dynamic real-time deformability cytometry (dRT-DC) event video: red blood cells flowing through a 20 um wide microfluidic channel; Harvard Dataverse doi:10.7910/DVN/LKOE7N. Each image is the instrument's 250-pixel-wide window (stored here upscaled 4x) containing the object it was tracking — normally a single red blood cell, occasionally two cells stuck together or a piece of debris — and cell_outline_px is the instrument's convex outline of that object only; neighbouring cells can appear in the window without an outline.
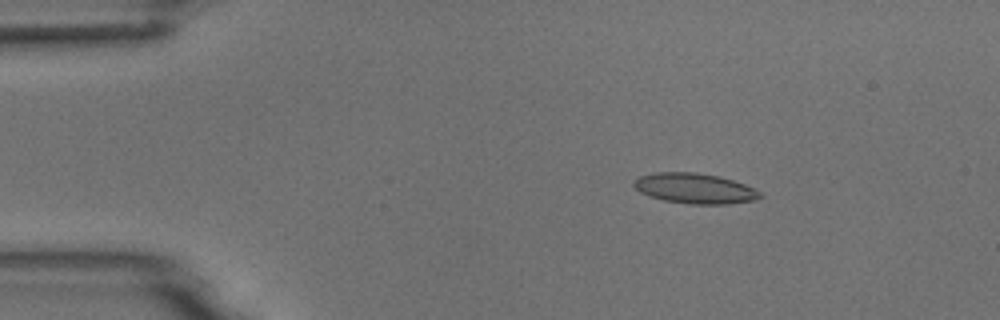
{"species": "common noctule bat (a hibernating species)", "species_latin": "Nyctalus noctula", "temperature_condition": "room temperature", "stored_images_in_passage": 5, "camera_frame_rate_fps": 3000, "um_per_image_px": 0.085, "animal": {"sex": "male", "body_mass_g": 18.8}, "frame": {"image": 1, "passage_image": 3, "time_ms": 2.333, "image_size_px": [1000, 320], "cell_outline_px": [[764, 196], [756, 200], [728, 204], [692, 204], [664, 200], [648, 196], [640, 192], [632, 184], [632, 180], [640, 176], [656, 172], [696, 172], [716, 176], [732, 180], [744, 184], [760, 192]], "centroid_in_image_um": [59.03, 16.02], "position_along_channel_um": 26.0, "area_um2": 22.25}}